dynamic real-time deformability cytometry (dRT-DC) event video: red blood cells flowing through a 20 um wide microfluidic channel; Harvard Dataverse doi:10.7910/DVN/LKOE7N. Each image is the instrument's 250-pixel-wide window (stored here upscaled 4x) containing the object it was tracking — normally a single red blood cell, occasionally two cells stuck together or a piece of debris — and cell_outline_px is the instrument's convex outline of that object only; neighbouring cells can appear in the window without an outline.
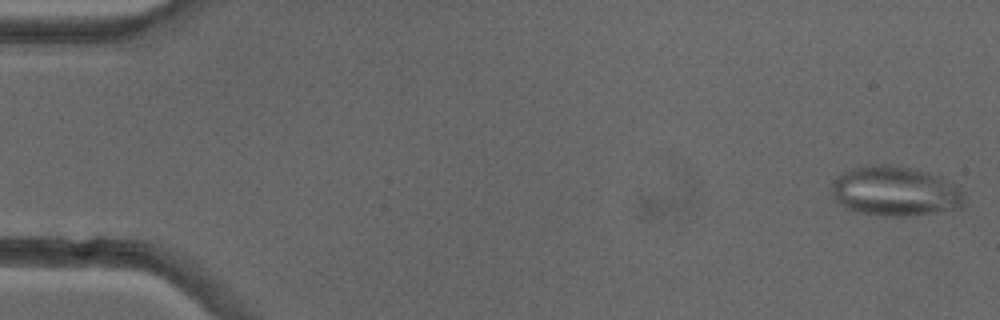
{"species": "common noctule bat (a hibernating species)", "species_latin": "Nyctalus noctula", "temperature_condition": "cold", "stored_images_in_passage": 51, "camera_frame_rate_fps": 3000, "um_per_image_px": 0.085, "animal": {"sex": "female"}, "frame": {"image": 1, "passage_image": 1, "time_ms": 0.0, "image_size_px": [1000, 320], "cell_outline_px": [[964, 204], [960, 208], [936, 212], [908, 216], [884, 216], [860, 212], [848, 208], [840, 204], [832, 196], [832, 184], [844, 172], [852, 168], [864, 164], [888, 164], [916, 168], [928, 172], [952, 184], [964, 192]], "centroid_in_image_um": [76.09, 16.24], "position_along_channel_um": 8.9, "area_um2": 38.32}, "authors_computed_cell_mechanics": {"area_um2": 29.3046, "velocity_mm_per_s": 3.9784, "shape_relaxation_time_tau1_ms": null, "shape_relaxation_time_tau2_ms": 1.75, "deformation_change_tau1": null, "deformation_change_tau2": 0.1028}}